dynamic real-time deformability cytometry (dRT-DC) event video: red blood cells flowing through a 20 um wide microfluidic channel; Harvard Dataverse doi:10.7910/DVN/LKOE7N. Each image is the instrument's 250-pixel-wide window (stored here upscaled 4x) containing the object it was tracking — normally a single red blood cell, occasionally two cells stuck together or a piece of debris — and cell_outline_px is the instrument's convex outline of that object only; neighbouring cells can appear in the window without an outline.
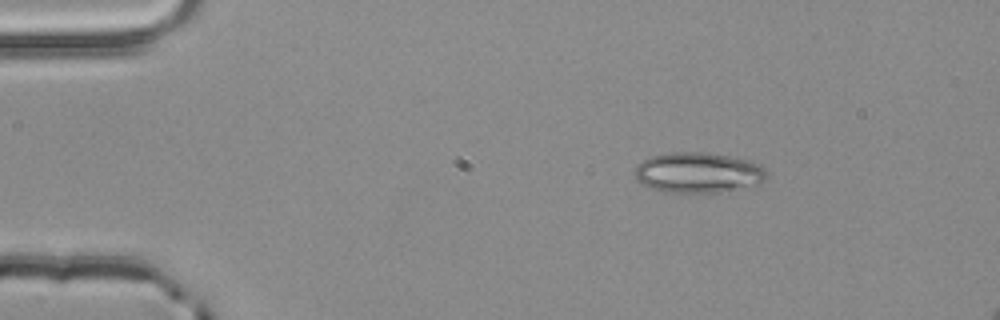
{"species": "common noctule bat (a hibernating species)", "species_latin": "Nyctalus noctula", "temperature_condition": "room temperature", "stored_images_in_passage": 47, "camera_frame_rate_fps": 3000, "um_per_image_px": 0.085, "animal": {"sex": "male", "body_mass_g": 20.4}, "frame": {"image": 1, "passage_image": 1, "time_ms": 0.0, "image_size_px": [1000, 320], "cell_outline_px": [[768, 176], [760, 184], [720, 192], [672, 192], [656, 188], [644, 184], [636, 176], [636, 168], [644, 160], [652, 156], [668, 152], [708, 152], [748, 160], [760, 164], [764, 168]], "centroid_in_image_um": [59.43, 14.65], "position_along_channel_um": 25.6, "area_um2": 30.58}}
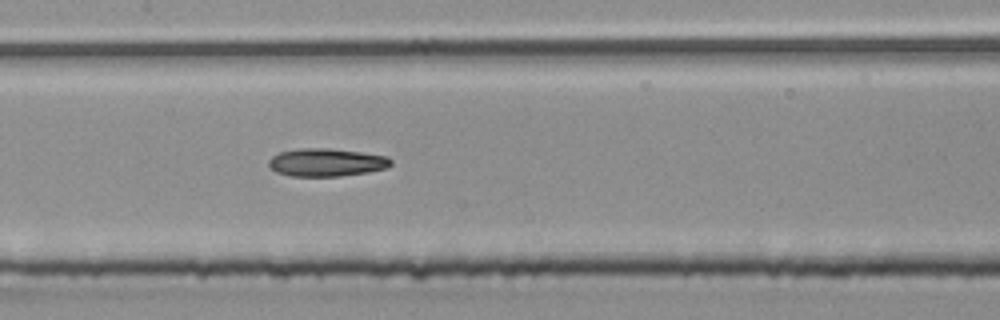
{"frame": {"image": 2, "passage_image": 19, "time_ms": 6.0, "image_size_px": [1000, 320], "cell_outline_px": [[392, 164], [388, 168], [368, 172], [340, 176], [288, 176], [276, 172], [268, 168], [268, 160], [272, 156], [280, 152], [296, 148], [328, 148], [360, 152], [388, 156], [392, 160]], "centroid_in_image_um": [27.72, 13.8], "position_along_channel_um": 179.7, "area_um2": 20.17}}
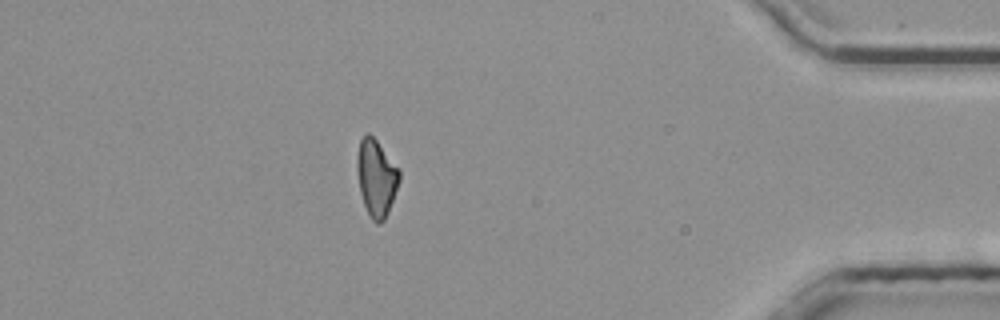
{"frame": {"image": 3, "passage_image": 40, "time_ms": 13.0, "image_size_px": [1000, 320], "cell_outline_px": [[400, 180], [388, 212], [384, 220], [380, 224], [376, 224], [372, 220], [364, 204], [360, 192], [356, 168], [356, 160], [360, 140], [368, 132], [376, 140], [400, 168]], "centroid_in_image_um": [31.99, 15.11], "position_along_channel_um": 403.2, "area_um2": 18.96}, "authors_computed_cell_mechanics": {"area_um2": 19.5942, "velocity_mm_per_s": 3.8486, "shape_relaxation_time_tau1_ms": null, "shape_relaxation_time_tau2_ms": 7.391, "deformation_change_tau1": null, "deformation_change_tau2": 0.1718}}